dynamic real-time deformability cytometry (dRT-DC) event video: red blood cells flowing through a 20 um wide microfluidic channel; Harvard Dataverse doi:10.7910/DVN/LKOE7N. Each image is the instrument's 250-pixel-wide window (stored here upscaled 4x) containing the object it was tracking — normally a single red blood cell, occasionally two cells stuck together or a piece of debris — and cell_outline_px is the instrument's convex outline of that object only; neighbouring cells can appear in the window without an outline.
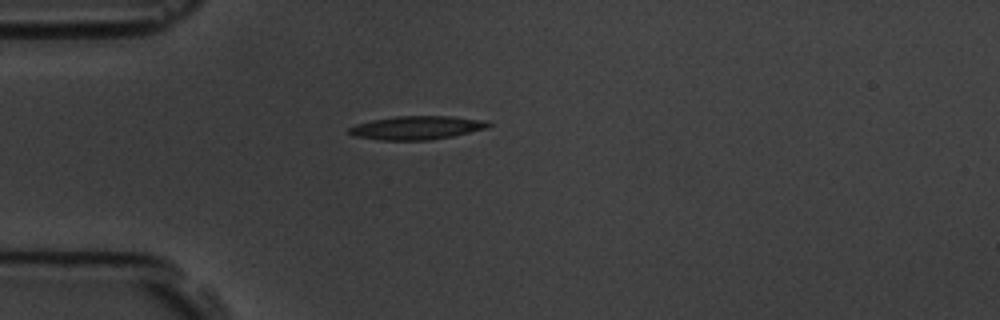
{"species": "common noctule bat (a hibernating species)", "species_latin": "Nyctalus noctula", "temperature_condition": "room temperature", "stored_images_in_passage": 1, "camera_frame_rate_fps": 3000, "um_per_image_px": 0.085, "animal": {"sex": "male", "body_mass_g": 19.5, "forearm_length_mm": 54.6}, "frame": {"image": 1, "passage_image": 1, "time_ms": 0.0, "image_size_px": [1000, 320], "cell_outline_px": [[492, 124], [488, 128], [452, 136], [428, 140], [380, 140], [356, 136], [348, 132], [348, 128], [356, 124], [372, 120], [396, 116], [452, 116], [488, 120]], "centroid_in_image_um": [35.47, 10.85], "position_along_channel_um": 49.5, "area_um2": 19.13}}